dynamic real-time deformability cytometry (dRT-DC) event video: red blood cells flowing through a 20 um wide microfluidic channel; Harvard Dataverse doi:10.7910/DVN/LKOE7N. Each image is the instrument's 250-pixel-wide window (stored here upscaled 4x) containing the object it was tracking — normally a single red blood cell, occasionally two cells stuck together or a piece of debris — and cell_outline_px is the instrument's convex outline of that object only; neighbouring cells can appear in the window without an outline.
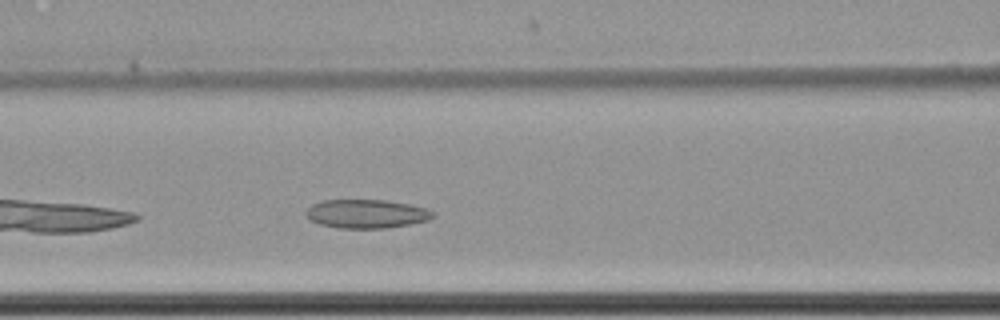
{"species": "common noctule bat (a hibernating species)", "species_latin": "Nyctalus noctula", "temperature_condition": "cold", "stored_images_in_passage": 42, "camera_frame_rate_fps": 3000, "um_per_image_px": 0.085, "animal": {"sex": "female", "body_mass_g": 22.7, "forearm_length_mm": 54.2}, "frame": {"image": 1, "passage_image": 8, "time_ms": 2.333, "image_size_px": [1000, 320], "cell_outline_px": [[436, 216], [428, 220], [388, 228], [340, 228], [320, 224], [308, 220], [304, 212], [312, 204], [320, 200], [384, 200], [408, 204], [424, 208], [436, 212]], "centroid_in_image_um": [31.12, 18.17], "position_along_channel_um": 135.5, "area_um2": 21.33}}
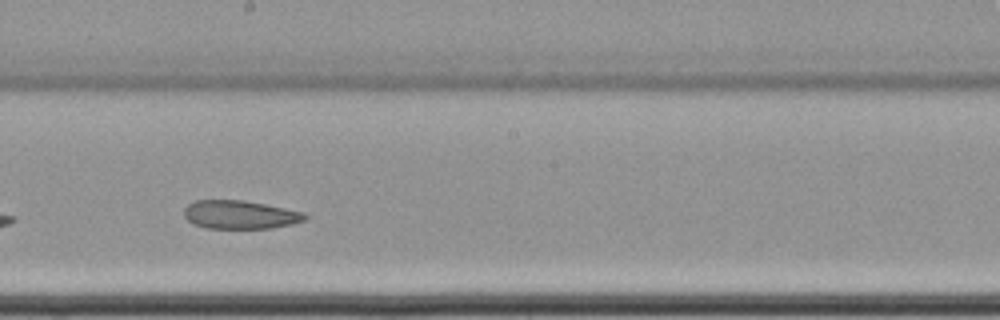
{"frame": {"image": 2, "passage_image": 16, "time_ms": 5.0, "image_size_px": [1000, 320], "cell_outline_px": [[308, 216], [304, 220], [292, 224], [272, 228], [204, 228], [192, 224], [184, 216], [184, 208], [188, 204], [196, 200], [244, 200], [304, 212]], "centroid_in_image_um": [20.37, 18.25], "position_along_channel_um": 227.8, "area_um2": 20.06}}
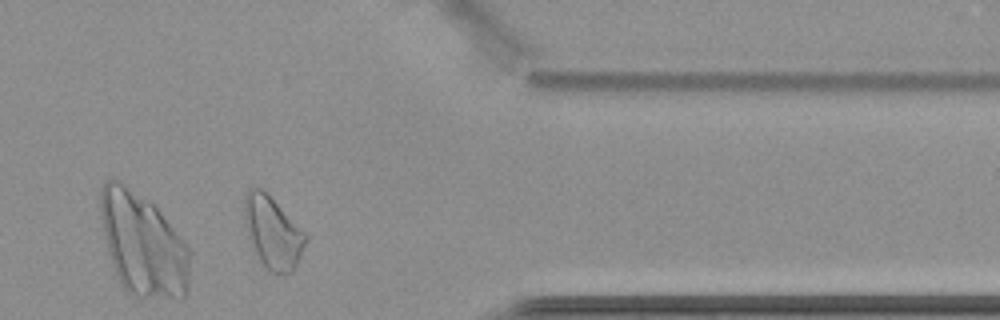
{"frame": {"image": 3, "passage_image": 31, "time_ms": 10.0, "image_size_px": [1000, 320], "cell_outline_px": [[308, 240], [292, 272], [276, 276], [268, 272], [264, 268], [256, 256], [252, 248], [248, 236], [244, 220], [244, 196], [248, 188], [260, 188], [268, 192], [308, 236]], "centroid_in_image_um": [23.16, 19.78], "position_along_channel_um": 388.2, "area_um2": 26.24}}